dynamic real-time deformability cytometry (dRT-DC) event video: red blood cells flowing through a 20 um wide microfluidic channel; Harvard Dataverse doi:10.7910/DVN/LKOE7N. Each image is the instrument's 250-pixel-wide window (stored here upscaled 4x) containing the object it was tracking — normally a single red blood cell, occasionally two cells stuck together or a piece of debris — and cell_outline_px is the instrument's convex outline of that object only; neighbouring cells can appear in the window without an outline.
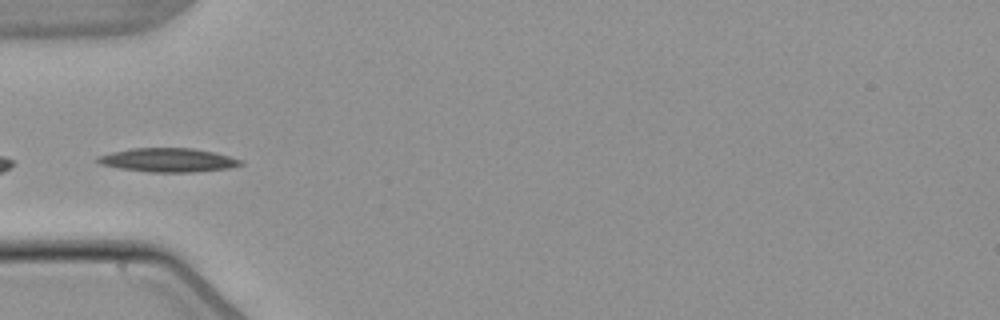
{"species": "common noctule bat (a hibernating species)", "species_latin": "Nyctalus noctula", "temperature_condition": "warm", "stored_images_in_passage": 5, "camera_frame_rate_fps": 3000, "um_per_image_px": 0.085, "animal": {"sex": "male", "body_mass_g": 21.5, "forearm_length_mm": 52.0}, "frame": {"image": 1, "passage_image": 5, "time_ms": 5.0, "image_size_px": [1000, 320], "cell_outline_px": [[244, 164], [228, 168], [192, 172], [148, 172], [120, 168], [100, 164], [96, 160], [96, 156], [112, 152], [132, 148], [192, 148], [212, 152], [244, 160]], "centroid_in_image_um": [14.27, 13.6], "position_along_channel_um": 70.7, "area_um2": 19.77}}